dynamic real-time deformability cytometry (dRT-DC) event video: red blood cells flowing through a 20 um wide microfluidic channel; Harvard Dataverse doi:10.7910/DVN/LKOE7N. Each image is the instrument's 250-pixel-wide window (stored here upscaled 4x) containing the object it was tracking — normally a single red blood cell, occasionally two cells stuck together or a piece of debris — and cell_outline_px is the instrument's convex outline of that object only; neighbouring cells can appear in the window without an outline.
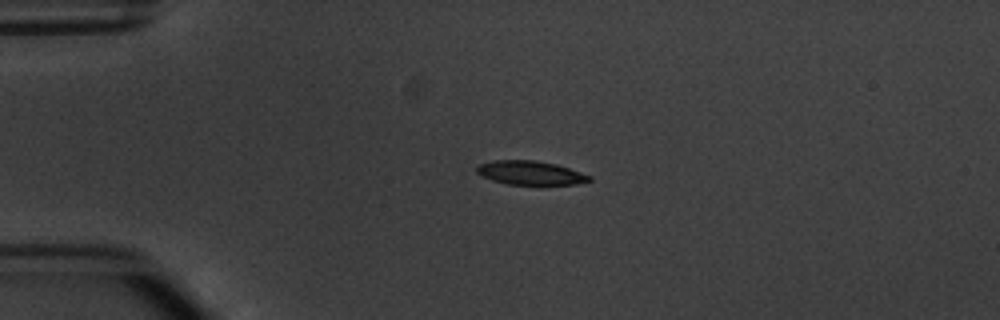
{"species": "common noctule bat (a hibernating species)", "species_latin": "Nyctalus noctula", "temperature_condition": "warm", "stored_images_in_passage": 3, "camera_frame_rate_fps": 3000, "um_per_image_px": 0.085, "animal": {"sex": "male", "body_mass_g": 20.1, "forearm_length_mm": 53.5}, "frame": {"image": 1, "passage_image": 3, "time_ms": 2.333, "image_size_px": [1000, 320], "cell_outline_px": [[592, 180], [576, 184], [508, 184], [492, 180], [480, 176], [476, 172], [476, 168], [480, 164], [492, 160], [536, 160], [556, 164], [592, 176]], "centroid_in_image_um": [45.05, 14.68], "position_along_channel_um": 39.9, "area_um2": 15.61}}